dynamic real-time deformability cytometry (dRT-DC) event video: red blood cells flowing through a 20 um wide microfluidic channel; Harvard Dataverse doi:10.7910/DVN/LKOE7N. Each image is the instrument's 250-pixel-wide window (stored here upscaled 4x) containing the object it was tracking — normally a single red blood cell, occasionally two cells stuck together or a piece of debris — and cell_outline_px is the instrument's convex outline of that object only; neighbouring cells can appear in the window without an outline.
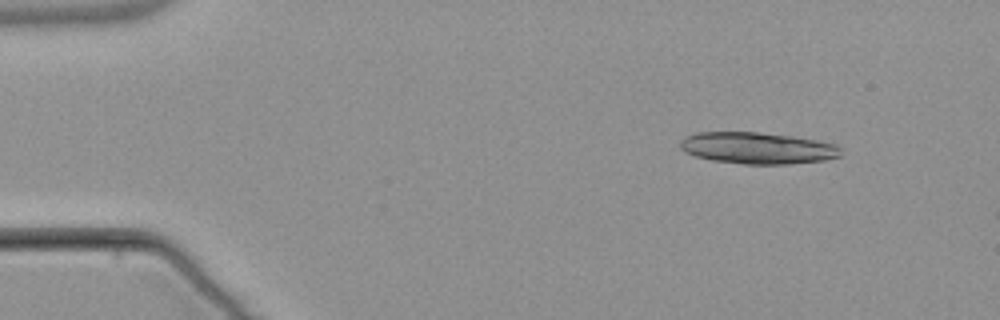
{"species": "common noctule bat (a hibernating species)", "species_latin": "Nyctalus noctula", "temperature_condition": "warm", "stored_images_in_passage": 5, "camera_frame_rate_fps": 3000, "um_per_image_px": 0.085, "animal": {"sex": "male", "body_mass_g": 21.5, "forearm_length_mm": 52.0}, "frame": {"image": 1, "passage_image": 2, "time_ms": 1.333, "image_size_px": [1000, 320], "cell_outline_px": [[840, 156], [824, 160], [788, 164], [744, 164], [712, 160], [696, 156], [680, 148], [680, 140], [684, 136], [696, 132], [760, 132], [792, 136], [816, 140], [836, 144], [840, 148]], "centroid_in_image_um": [64.37, 12.58], "position_along_channel_um": 20.6, "area_um2": 29.54}}
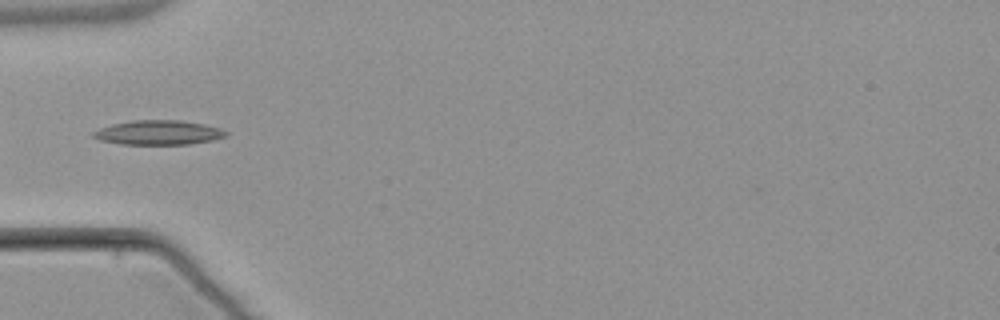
{"frame": {"image": 2, "passage_image": 4, "time_ms": 5.333, "image_size_px": [1000, 320], "cell_outline_px": [[228, 136], [212, 140], [188, 144], [120, 144], [100, 140], [92, 136], [92, 132], [100, 128], [112, 124], [132, 120], [180, 120], [204, 124], [220, 128], [228, 132]], "centroid_in_image_um": [13.47, 11.26], "position_along_channel_um": 71.5, "area_um2": 18.9}}
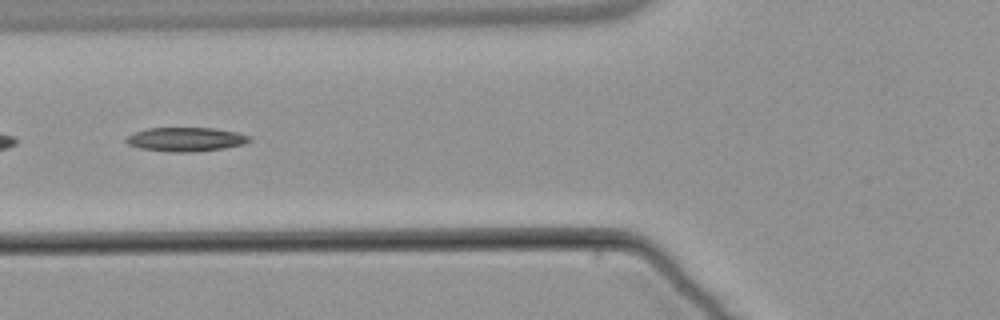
{"frame": {"image": 3, "passage_image": 5, "time_ms": 6.333, "image_size_px": [1000, 320], "cell_outline_px": [[252, 140], [244, 144], [224, 148], [192, 152], [168, 152], [140, 148], [128, 144], [124, 140], [128, 136], [136, 132], [148, 128], [212, 128], [236, 132], [252, 136]], "centroid_in_image_um": [15.82, 11.85], "position_along_channel_um": 110.0, "area_um2": 17.22}}